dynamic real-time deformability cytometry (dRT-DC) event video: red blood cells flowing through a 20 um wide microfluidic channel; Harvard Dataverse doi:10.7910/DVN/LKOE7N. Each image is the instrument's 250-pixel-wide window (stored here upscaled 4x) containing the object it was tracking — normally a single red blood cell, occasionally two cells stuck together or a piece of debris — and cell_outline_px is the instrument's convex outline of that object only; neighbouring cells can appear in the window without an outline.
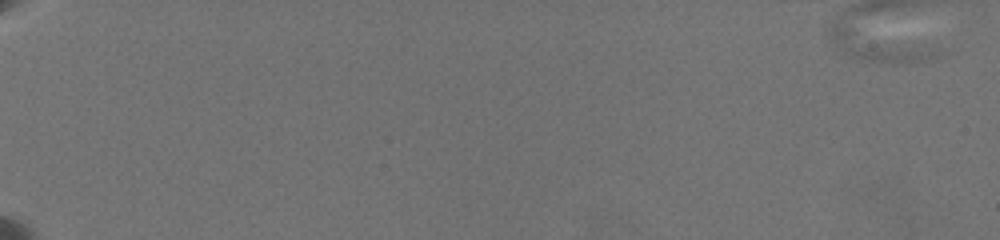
{"species": "common noctule bat (a hibernating species)", "species_latin": "Nyctalus noctula", "temperature_condition": "warm", "stored_images_in_passage": 1, "camera_frame_rate_fps": 3000, "um_per_image_px": 0.085, "animal": {"sex": "female", "body_mass_g": 19.5, "forearm_length_mm": 54.1}, "frame": {"image": 1, "passage_image": 1, "time_ms": 0.0, "image_size_px": [1000, 240], "cell_outline_px": [[932, 56], [924, 60], [880, 60], [860, 56], [844, 52], [832, 36], [832, 28], [836, 24]], "centroid_in_image_um": [74.19, 3.93], "position_along_channel_um": 10.8, "area_um2": 12.37}}